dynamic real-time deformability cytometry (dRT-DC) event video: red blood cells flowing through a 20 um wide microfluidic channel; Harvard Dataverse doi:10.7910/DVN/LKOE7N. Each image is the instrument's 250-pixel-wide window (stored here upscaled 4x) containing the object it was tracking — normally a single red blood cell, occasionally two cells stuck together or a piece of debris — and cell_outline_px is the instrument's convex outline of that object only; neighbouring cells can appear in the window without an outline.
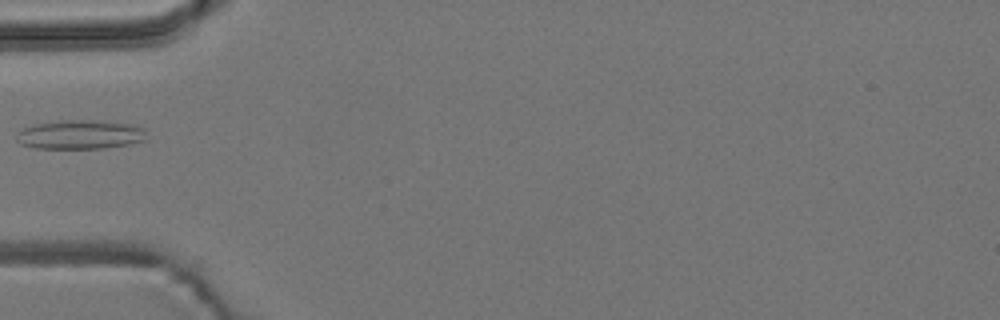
{"species": "common noctule bat (a hibernating species)", "species_latin": "Nyctalus noctula", "temperature_condition": "room temperature", "stored_images_in_passage": 2, "camera_frame_rate_fps": 3000, "um_per_image_px": 0.085, "animal": {"sex": "male", "body_mass_g": 19.2, "forearm_length_mm": 51.8}, "frame": {"image": 1, "passage_image": 2, "time_ms": 0.333, "image_size_px": [1000, 320], "cell_outline_px": [[144, 140], [128, 144], [104, 148], [36, 148], [20, 144], [16, 140], [16, 132], [24, 128], [36, 124], [64, 120], [92, 120], [128, 124], [144, 128]], "centroid_in_image_um": [6.75, 11.44], "position_along_channel_um": 78.3, "area_um2": 21.73}}